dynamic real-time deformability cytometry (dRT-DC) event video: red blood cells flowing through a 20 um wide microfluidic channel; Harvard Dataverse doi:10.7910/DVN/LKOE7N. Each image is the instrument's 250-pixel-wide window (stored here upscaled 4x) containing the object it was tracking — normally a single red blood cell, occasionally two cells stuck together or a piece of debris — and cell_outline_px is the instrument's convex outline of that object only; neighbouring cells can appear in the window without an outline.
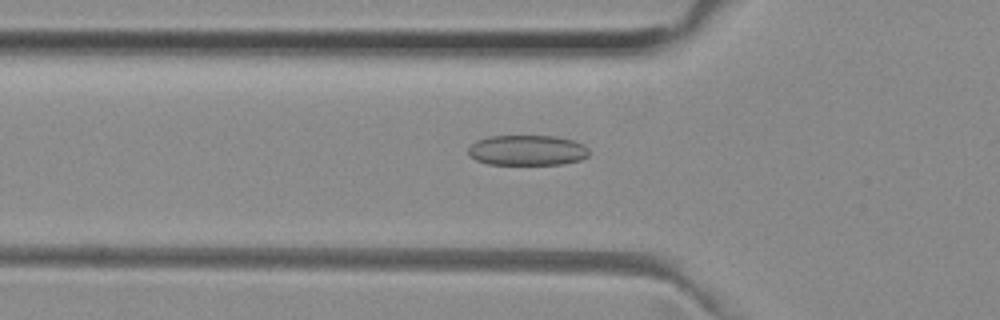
{"species": "common noctule bat (a hibernating species)", "species_latin": "Nyctalus noctula", "temperature_condition": "room temperature", "stored_images_in_passage": 38, "camera_frame_rate_fps": 3000, "um_per_image_px": 0.085, "animal": {"sex": "female", "body_mass_g": 29.2, "forearm_length_mm": 56.3}, "frame": {"image": 1, "passage_image": 4, "time_ms": 1.0, "image_size_px": [1000, 320], "cell_outline_px": [[588, 156], [580, 160], [560, 164], [488, 164], [476, 160], [468, 156], [468, 148], [476, 140], [488, 136], [556, 136], [572, 140], [584, 144], [588, 148]], "centroid_in_image_um": [44.79, 12.77], "position_along_channel_um": 81.0, "area_um2": 21.44}}
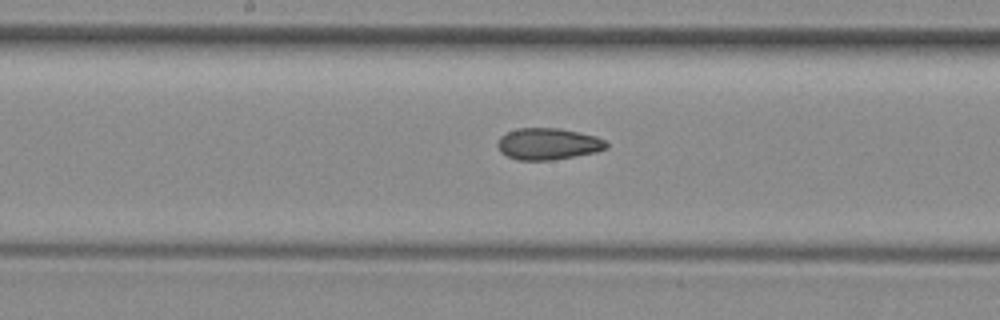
{"frame": {"image": 2, "passage_image": 13, "time_ms": 4.0, "image_size_px": [1000, 320], "cell_outline_px": [[608, 148], [596, 152], [552, 160], [516, 160], [500, 152], [496, 144], [500, 136], [516, 128], [560, 128], [596, 136], [604, 140], [608, 144]], "centroid_in_image_um": [46.57, 12.23], "position_along_channel_um": 201.6, "area_um2": 20.11}}
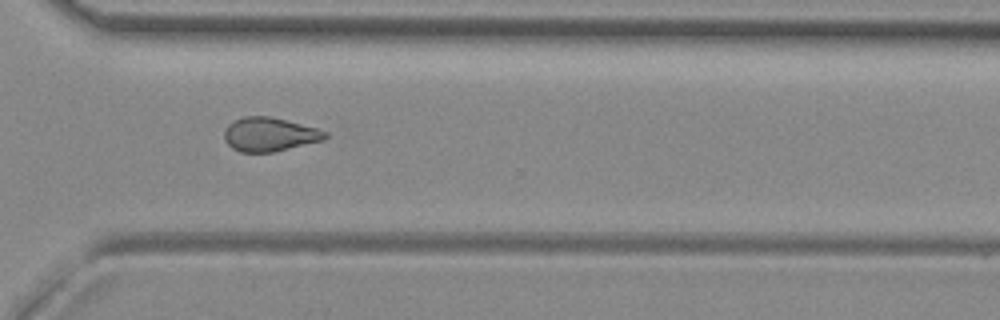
{"frame": {"image": 3, "passage_image": 24, "time_ms": 7.667, "image_size_px": [1000, 320], "cell_outline_px": [[328, 136], [324, 140], [272, 152], [240, 152], [232, 148], [224, 140], [224, 132], [228, 124], [244, 116], [268, 116], [316, 128], [328, 132]], "centroid_in_image_um": [22.89, 11.43], "position_along_channel_um": 347.7, "area_um2": 19.71}, "authors_computed_cell_mechanics": {"area_um2": 20.0855, "velocity_mm_per_s": 3.9936, "shape_relaxation_time_tau1_ms": null, "shape_relaxation_time_tau2_ms": 4.8695, "deformation_change_tau1": null, "deformation_change_tau2": 0.1245}}